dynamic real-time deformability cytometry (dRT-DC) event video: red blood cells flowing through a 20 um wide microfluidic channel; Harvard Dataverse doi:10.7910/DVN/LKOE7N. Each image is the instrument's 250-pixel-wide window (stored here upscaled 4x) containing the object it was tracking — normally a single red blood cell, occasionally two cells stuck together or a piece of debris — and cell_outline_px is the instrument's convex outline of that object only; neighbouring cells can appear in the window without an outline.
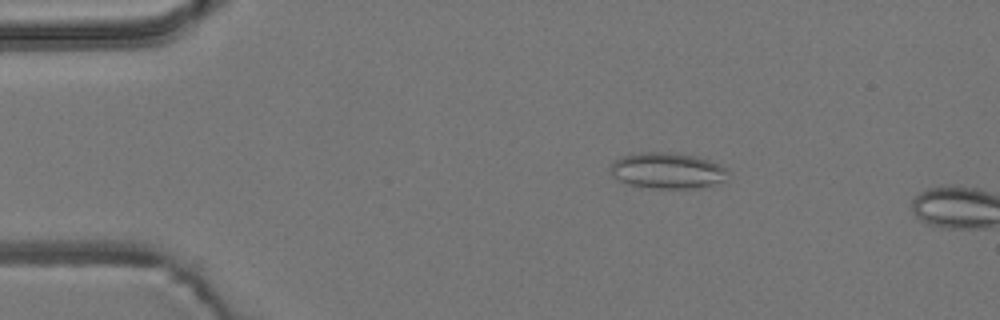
{"species": "common noctule bat (a hibernating species)", "species_latin": "Nyctalus noctula", "temperature_condition": "room temperature", "stored_images_in_passage": 3, "camera_frame_rate_fps": 3000, "um_per_image_px": 0.085, "animal": {"sex": "male", "body_mass_g": 19.2, "forearm_length_mm": 51.8}, "frame": {"image": 1, "passage_image": 2, "time_ms": 1.0, "image_size_px": [1000, 320], "cell_outline_px": [[728, 172], [724, 180], [700, 188], [652, 188], [628, 184], [612, 176], [608, 172], [608, 168], [612, 160], [620, 156], [640, 152], [676, 152], [696, 156], [720, 164], [728, 168]], "centroid_in_image_um": [56.67, 14.48], "position_along_channel_um": 28.3, "area_um2": 25.03}}